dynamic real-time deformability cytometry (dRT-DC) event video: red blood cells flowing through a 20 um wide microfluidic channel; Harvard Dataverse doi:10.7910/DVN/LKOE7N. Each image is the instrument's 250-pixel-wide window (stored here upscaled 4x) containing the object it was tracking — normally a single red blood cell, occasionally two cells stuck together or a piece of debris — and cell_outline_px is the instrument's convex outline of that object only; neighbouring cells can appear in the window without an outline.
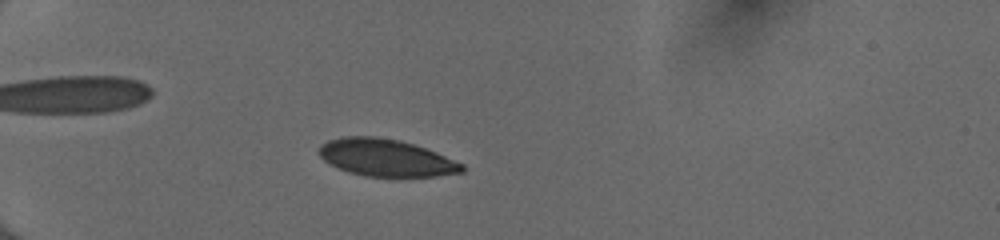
{"species": "human", "species_latin": "Homo sapiens", "temperature_condition": "cold", "stored_images_in_passage": 48, "camera_frame_rate_fps": 3000, "um_per_image_px": 0.085, "donor": {"sex": "female"}, "frame": {"image": 1, "passage_image": 12, "time_ms": 3.667, "image_size_px": [1000, 240], "cell_outline_px": [[464, 172], [436, 176], [364, 176], [348, 172], [336, 168], [324, 160], [316, 152], [320, 144], [328, 140], [344, 136], [376, 136], [400, 140], [436, 152], [464, 164]], "centroid_in_image_um": [32.76, 13.4], "position_along_channel_um": 52.2, "area_um2": 31.1}}
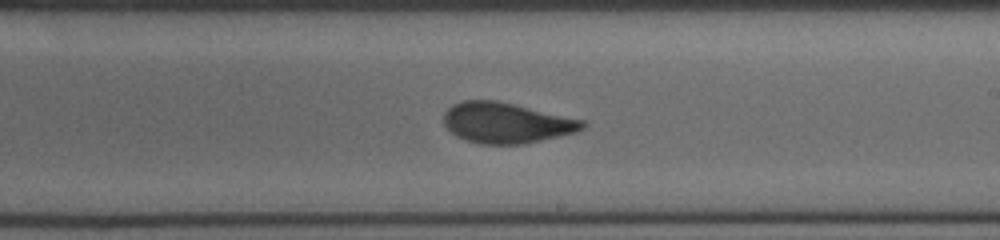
{"frame": {"image": 2, "passage_image": 29, "time_ms": 9.333, "image_size_px": [1000, 240], "cell_outline_px": [[588, 124], [584, 128], [576, 132], [524, 144], [480, 144], [464, 140], [456, 136], [444, 124], [444, 112], [452, 104], [460, 100], [496, 100], [584, 120]], "centroid_in_image_um": [43.02, 10.44], "position_along_channel_um": 246.0, "area_um2": 32.83}}
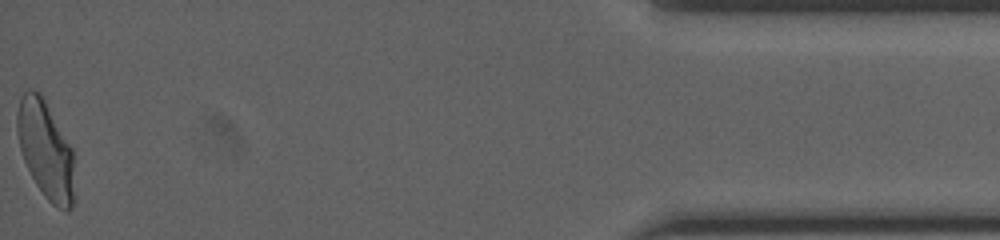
{"frame": {"image": 3, "passage_image": 48, "time_ms": 15.667, "image_size_px": [1000, 240], "cell_outline_px": [[72, 208], [68, 212], [64, 212], [56, 208], [44, 196], [36, 184], [24, 160], [20, 148], [16, 132], [16, 112], [20, 100], [24, 92], [28, 88], [32, 88], [40, 92], [72, 148]], "centroid_in_image_um": [3.84, 12.71], "position_along_channel_um": 431.4, "area_um2": 32.31}, "authors_computed_cell_mechanics": {"area_um2": 32.368, "velocity_mm_per_s": 4.0392, "shape_relaxation_time_tau1_ms": 3.6571, "shape_relaxation_time_tau2_ms": 0.8157, "deformation_change_tau1": 0.1394, "deformation_change_tau2": 0.0468}}